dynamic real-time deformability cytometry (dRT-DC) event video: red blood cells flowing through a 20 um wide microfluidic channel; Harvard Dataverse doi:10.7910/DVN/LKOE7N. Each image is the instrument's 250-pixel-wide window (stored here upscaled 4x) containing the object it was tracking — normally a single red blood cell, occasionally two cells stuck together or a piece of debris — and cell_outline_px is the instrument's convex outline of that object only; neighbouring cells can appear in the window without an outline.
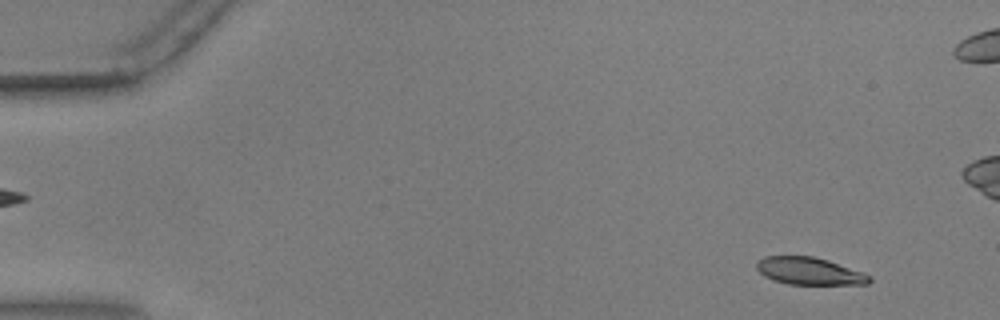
{"species": "common noctule bat (a hibernating species)", "species_latin": "Nyctalus noctula", "temperature_condition": "warm", "stored_images_in_passage": 56, "camera_frame_rate_fps": 3000, "um_per_image_px": 0.085, "animal": {"sex": "male", "body_mass_g": 17.9, "forearm_length_mm": 54.2}, "frame": {"image": 1, "passage_image": 4, "time_ms": 1.0, "image_size_px": [1000, 320], "cell_outline_px": [[872, 280], [868, 284], [788, 284], [772, 280], [764, 276], [756, 268], [756, 260], [764, 256], [812, 256], [828, 260], [872, 276]], "centroid_in_image_um": [68.75, 23.04], "position_along_channel_um": 16.2, "area_um2": 17.98}}
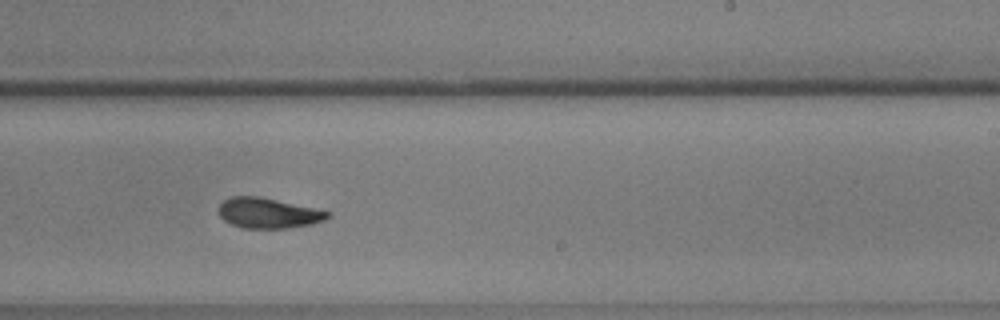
{"frame": {"image": 2, "passage_image": 34, "time_ms": 11.0, "image_size_px": [1000, 320], "cell_outline_px": [[332, 216], [324, 220], [312, 224], [288, 228], [244, 228], [232, 224], [224, 220], [220, 216], [216, 208], [224, 200], [232, 196], [256, 196], [332, 212]], "centroid_in_image_um": [22.78, 18.12], "position_along_channel_um": 266.2, "area_um2": 19.13}}
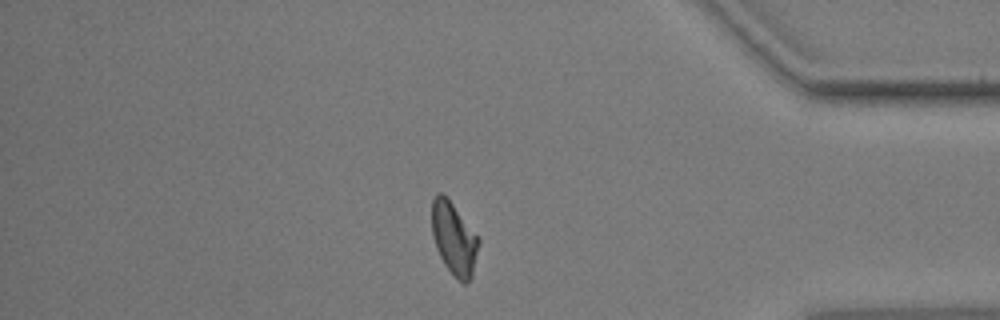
{"frame": {"image": 3, "passage_image": 47, "time_ms": 15.333, "image_size_px": [1000, 320], "cell_outline_px": [[480, 244], [472, 276], [464, 284], [444, 264], [436, 248], [432, 236], [432, 200], [436, 192], [444, 192], [480, 240]], "centroid_in_image_um": [38.57, 20.23], "position_along_channel_um": 396.6, "area_um2": 19.65}, "authors_computed_cell_mechanics": {"area_um2": 19.6231, "velocity_mm_per_s": 3.632, "shape_relaxation_time_tau1_ms": 4.9386, "shape_relaxation_time_tau2_ms": 2.8752, "deformation_change_tau1": 0.1714, "deformation_change_tau2": 0.0792}}